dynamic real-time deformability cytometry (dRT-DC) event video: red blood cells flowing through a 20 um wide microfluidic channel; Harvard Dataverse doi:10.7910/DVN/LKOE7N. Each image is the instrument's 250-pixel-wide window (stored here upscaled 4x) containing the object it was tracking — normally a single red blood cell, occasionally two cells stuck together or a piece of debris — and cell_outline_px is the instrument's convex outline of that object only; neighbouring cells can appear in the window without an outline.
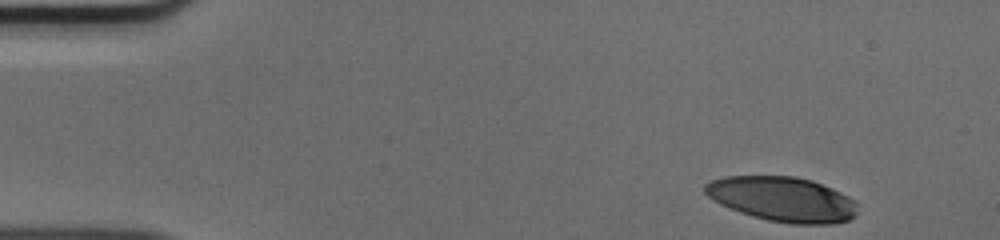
{"species": "human", "species_latin": "Homo sapiens", "temperature_condition": "cold", "stored_images_in_passage": 38, "camera_frame_rate_fps": 3000, "um_per_image_px": 0.085, "donor": {"sex": "male"}, "frame": {"image": 1, "passage_image": 1, "time_ms": 0.0, "image_size_px": [1000, 240], "cell_outline_px": [[856, 216], [848, 220], [832, 224], [792, 224], [768, 220], [752, 216], [740, 212], [720, 204], [712, 200], [704, 192], [704, 184], [708, 180], [724, 176], [792, 176], [812, 180], [832, 188], [856, 200]], "centroid_in_image_um": [66.49, 16.92], "position_along_channel_um": 18.5, "area_um2": 40.06}}
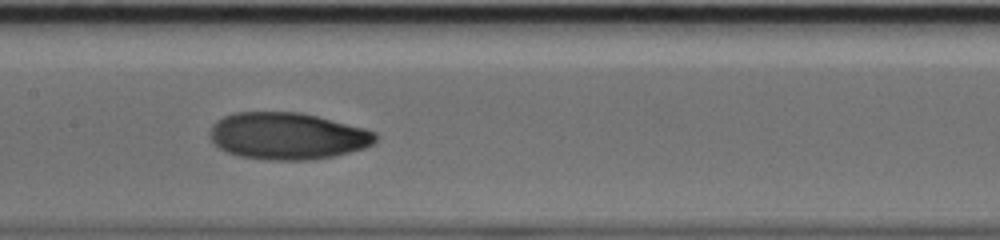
{"frame": {"image": 2, "passage_image": 21, "time_ms": 6.667, "image_size_px": [1000, 240], "cell_outline_px": [[376, 140], [372, 144], [364, 148], [332, 156], [312, 160], [268, 160], [236, 156], [220, 148], [212, 140], [208, 132], [212, 124], [216, 120], [232, 112], [300, 112], [364, 128], [376, 132]], "centroid_in_image_um": [24.39, 11.56], "position_along_channel_um": 183.0, "area_um2": 45.32}}
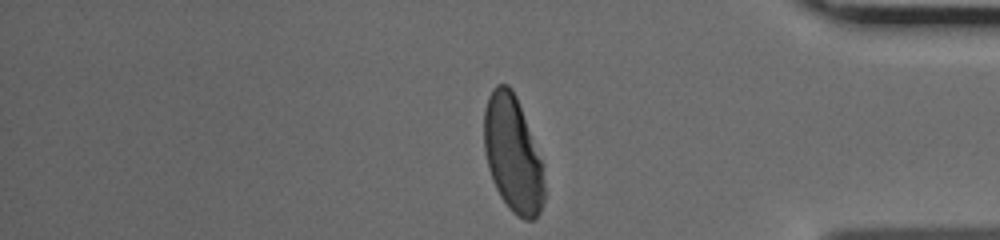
{"frame": {"image": 3, "passage_image": 38, "time_ms": 12.333, "image_size_px": [1000, 240], "cell_outline_px": [[544, 200], [540, 212], [532, 220], [524, 220], [516, 216], [508, 208], [500, 196], [492, 180], [488, 168], [484, 148], [484, 108], [488, 96], [492, 88], [496, 84], [508, 84], [512, 88], [516, 96], [540, 160], [544, 184]], "centroid_in_image_um": [43.55, 13.11], "position_along_channel_um": 391.7, "area_um2": 40.46}}